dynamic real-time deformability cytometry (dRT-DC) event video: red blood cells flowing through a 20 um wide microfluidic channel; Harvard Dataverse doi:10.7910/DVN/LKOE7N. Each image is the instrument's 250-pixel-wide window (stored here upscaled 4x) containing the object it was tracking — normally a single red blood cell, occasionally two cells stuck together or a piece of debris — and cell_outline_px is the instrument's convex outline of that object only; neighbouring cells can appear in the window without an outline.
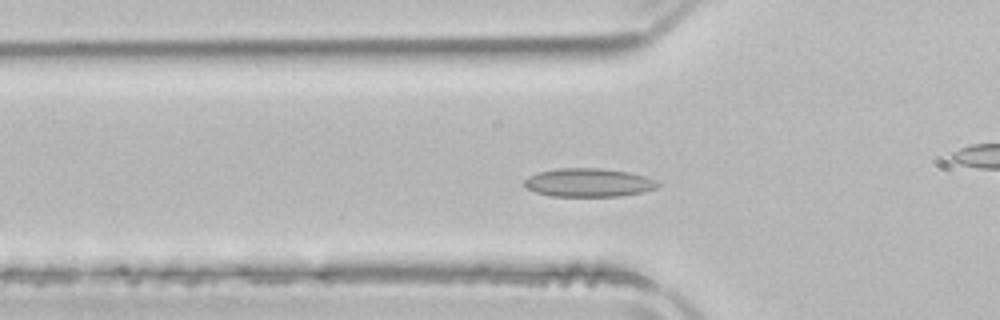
{"species": "common noctule bat (a hibernating species)", "species_latin": "Nyctalus noctula", "temperature_condition": "room temperature", "stored_images_in_passage": 48, "camera_frame_rate_fps": 3000, "um_per_image_px": 0.085, "animal": {"sex": "male", "body_mass_g": 21.5, "forearm_length_mm": 52.0}, "frame": {"image": 1, "passage_image": 12, "time_ms": 3.667, "image_size_px": [1000, 320], "cell_outline_px": [[660, 184], [656, 188], [644, 192], [620, 196], [552, 196], [536, 192], [524, 188], [524, 180], [528, 176], [540, 172], [556, 168], [600, 168], [628, 172], [644, 176], [656, 180]], "centroid_in_image_um": [50.02, 15.52], "position_along_channel_um": 75.8, "area_um2": 22.2}}
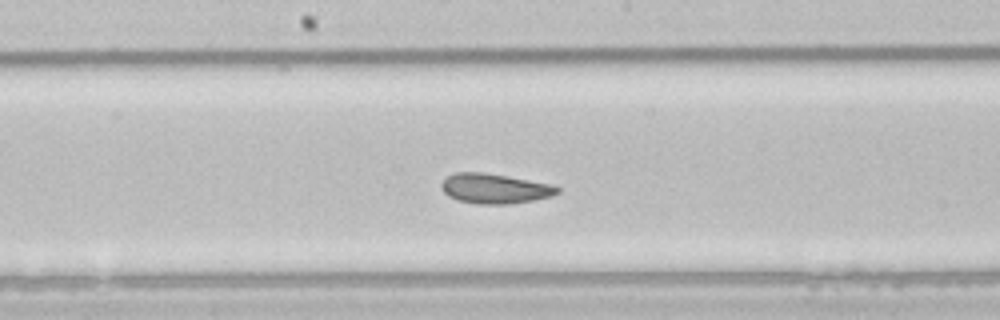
{"frame": {"image": 2, "passage_image": 22, "time_ms": 7.0, "image_size_px": [1000, 320], "cell_outline_px": [[560, 192], [552, 196], [532, 200], [508, 204], [480, 204], [456, 200], [448, 196], [440, 188], [440, 184], [448, 176], [456, 172], [480, 172], [528, 180], [548, 184], [560, 188]], "centroid_in_image_um": [42.0, 16.04], "position_along_channel_um": 206.2, "area_um2": 19.94}}
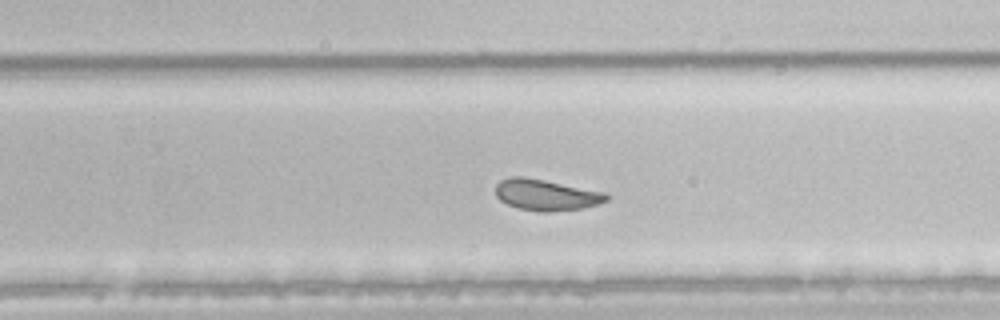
{"frame": {"image": 3, "passage_image": 28, "time_ms": 9.0, "image_size_px": [1000, 320], "cell_outline_px": [[608, 200], [584, 208], [548, 212], [544, 212], [520, 208], [508, 204], [500, 200], [496, 196], [496, 184], [500, 180], [512, 176], [524, 176], [608, 192]], "centroid_in_image_um": [46.44, 16.55], "position_along_channel_um": 283.4, "area_um2": 20.17}, "authors_computed_cell_mechanics": {"area_um2": 21.9062, "velocity_mm_per_s": 3.8935, "shape_relaxation_time_tau1_ms": null, "shape_relaxation_time_tau2_ms": 1.6994, "deformation_change_tau1": null, "deformation_change_tau2": 0.0634}}